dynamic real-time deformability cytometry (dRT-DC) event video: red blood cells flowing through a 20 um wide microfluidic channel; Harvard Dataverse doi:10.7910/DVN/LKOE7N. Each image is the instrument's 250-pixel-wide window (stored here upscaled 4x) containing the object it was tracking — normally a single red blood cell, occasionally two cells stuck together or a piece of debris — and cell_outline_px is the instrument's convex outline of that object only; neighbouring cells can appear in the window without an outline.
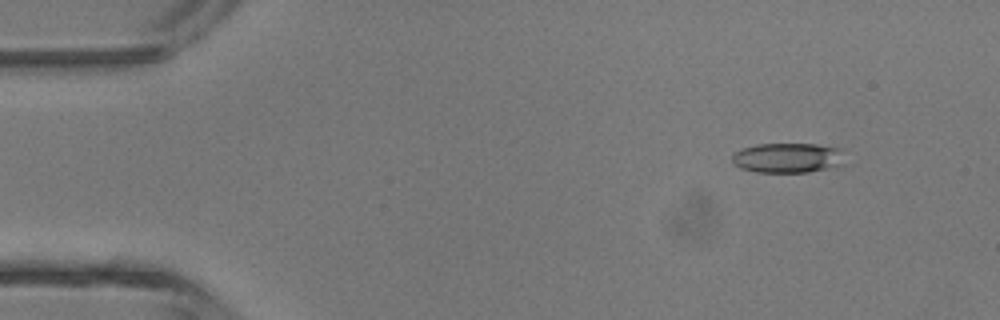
{"species": "common noctule bat (a hibernating species)", "species_latin": "Nyctalus noctula", "temperature_condition": "room temperature", "stored_images_in_passage": 5, "camera_frame_rate_fps": 3000, "um_per_image_px": 0.085, "animal": {"sex": "male", "body_mass_g": 13.3}, "frame": {"image": 1, "passage_image": 2, "time_ms": 1.333, "image_size_px": [1000, 320], "cell_outline_px": [[844, 164], [836, 168], [808, 172], [756, 172], [740, 168], [732, 160], [732, 156], [740, 148], [756, 144], [816, 144], [840, 148]], "centroid_in_image_um": [66.98, 13.42], "position_along_channel_um": 18.0, "area_um2": 19.83}}